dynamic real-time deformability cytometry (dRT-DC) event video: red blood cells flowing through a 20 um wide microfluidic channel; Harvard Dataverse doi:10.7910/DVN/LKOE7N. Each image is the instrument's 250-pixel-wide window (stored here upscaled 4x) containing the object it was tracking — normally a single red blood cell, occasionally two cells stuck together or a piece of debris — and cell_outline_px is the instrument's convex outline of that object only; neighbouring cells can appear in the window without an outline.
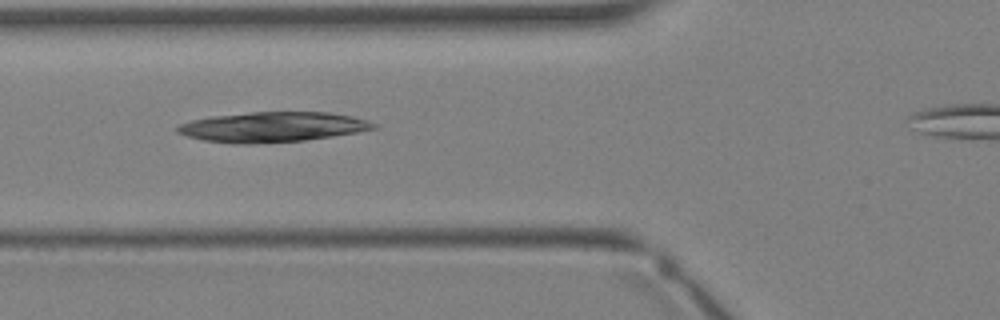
{"species": "Egyptian fruit bat (a non-hibernating species)", "species_latin": "Rousettus aegyptiacus", "temperature_condition": "warm", "stored_images_in_passage": 6, "camera_frame_rate_fps": 3000, "um_per_image_px": 0.085, "animal": {"sex": "female"}, "frame": {"image": 1, "passage_image": 5, "time_ms": 5.667, "image_size_px": [1000, 320], "cell_outline_px": [[380, 128], [332, 136], [304, 140], [244, 144], [204, 140], [188, 136], [176, 132], [176, 128], [180, 124], [192, 120], [212, 116], [248, 112], [328, 112], [352, 116], [368, 120], [376, 124]], "centroid_in_image_um": [23.19, 10.78], "position_along_channel_um": 102.6, "area_um2": 34.1}}